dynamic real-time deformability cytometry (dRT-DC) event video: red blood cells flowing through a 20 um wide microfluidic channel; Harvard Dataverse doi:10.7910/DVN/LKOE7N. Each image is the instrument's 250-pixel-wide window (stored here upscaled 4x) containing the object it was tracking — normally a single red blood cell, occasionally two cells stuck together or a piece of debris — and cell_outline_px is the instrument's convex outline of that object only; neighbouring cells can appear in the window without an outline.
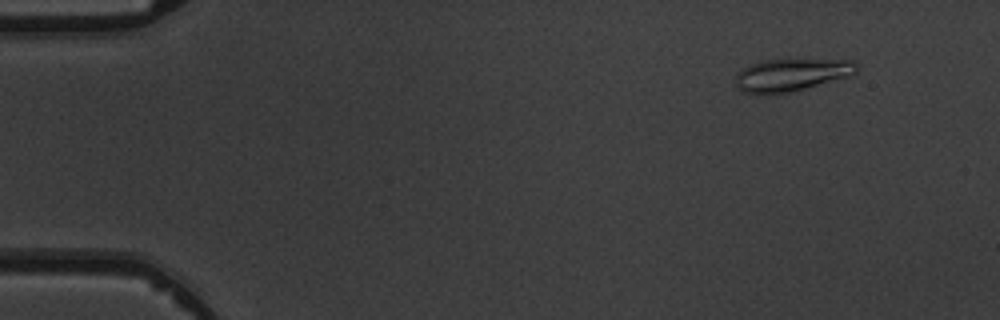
{"species": "common noctule bat (a hibernating species)", "species_latin": "Nyctalus noctula", "temperature_condition": "warm", "stored_images_in_passage": 4, "camera_frame_rate_fps": 3000, "um_per_image_px": 0.085, "animal": {"sex": "male", "body_mass_g": 19.5, "forearm_length_mm": 54.6}, "frame": {"image": 1, "passage_image": 1, "time_ms": 0.0, "image_size_px": [1000, 320], "cell_outline_px": [[860, 68], [856, 72], [848, 76], [776, 96], [756, 96], [744, 92], [736, 84], [736, 76], [744, 68], [752, 64], [764, 60], [788, 56], [856, 60]], "centroid_in_image_um": [67.31, 6.32], "position_along_channel_um": 17.7, "area_um2": 24.39}}
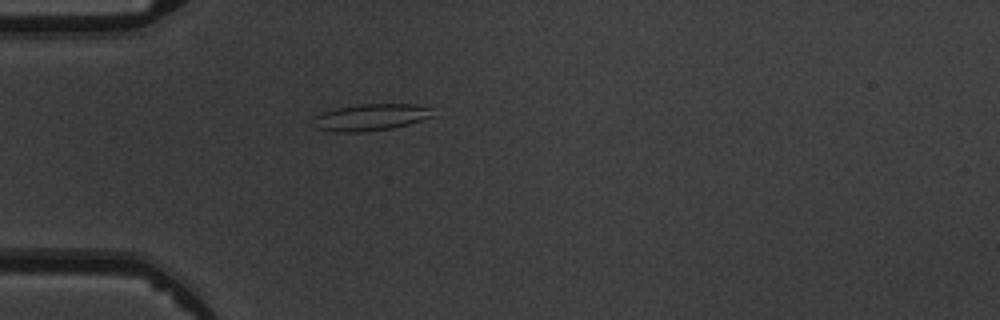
{"frame": {"image": 2, "passage_image": 4, "time_ms": 3.333, "image_size_px": [1000, 320], "cell_outline_px": [[436, 116], [408, 124], [392, 128], [360, 132], [332, 132], [316, 128], [316, 116], [320, 112], [336, 108], [360, 104], [416, 104], [432, 108]], "centroid_in_image_um": [31.57, 9.96], "position_along_channel_um": 53.4, "area_um2": 18.67}}